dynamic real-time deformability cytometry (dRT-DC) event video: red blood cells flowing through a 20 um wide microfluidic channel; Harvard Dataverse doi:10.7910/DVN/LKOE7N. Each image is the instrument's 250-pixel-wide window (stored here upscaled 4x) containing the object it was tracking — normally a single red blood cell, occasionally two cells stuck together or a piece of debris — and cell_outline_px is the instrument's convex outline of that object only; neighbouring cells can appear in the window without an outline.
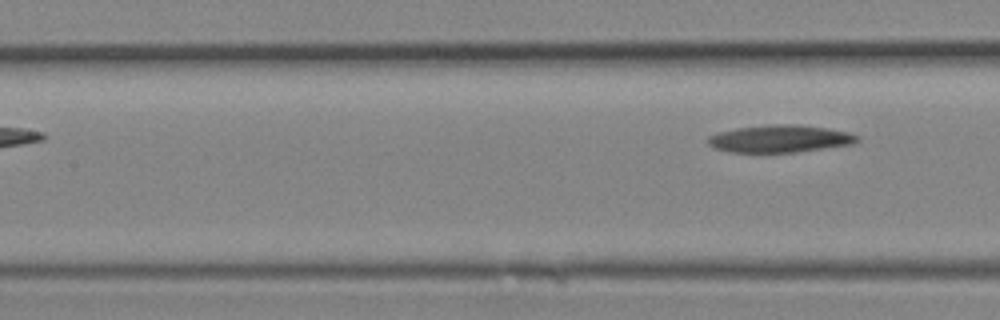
{"species": "Egyptian fruit bat (a non-hibernating species)", "species_latin": "Rousettus aegyptiacus", "temperature_condition": "room temperature", "stored_images_in_passage": 6, "segment_of_instrument_passage": [2, 2], "camera_frame_rate_fps": 3000, "um_per_image_px": 0.085, "animal": {"sex": "female"}, "frame": {"image": 1, "passage_image": 6, "time_ms": 1.667, "image_size_px": [1000, 320], "cell_outline_px": [[860, 140], [856, 144], [796, 152], [728, 152], [716, 148], [708, 144], [708, 136], [720, 132], [736, 128], [768, 124], [796, 124], [828, 128], [848, 132], [860, 136]], "centroid_in_image_um": [66.35, 11.79], "position_along_channel_um": 141.1, "area_um2": 23.99}}